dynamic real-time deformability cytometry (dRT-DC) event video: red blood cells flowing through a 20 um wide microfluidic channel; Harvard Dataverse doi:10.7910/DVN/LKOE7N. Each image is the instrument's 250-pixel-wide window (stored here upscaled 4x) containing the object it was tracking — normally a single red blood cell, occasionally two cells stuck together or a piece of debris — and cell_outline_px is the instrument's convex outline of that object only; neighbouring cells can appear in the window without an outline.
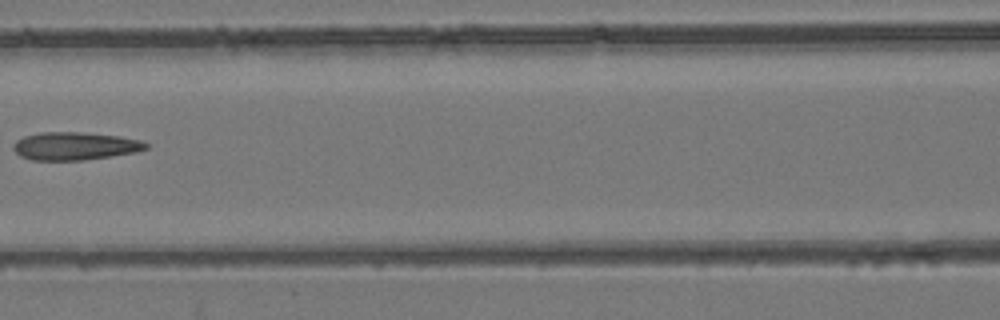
{"species": "common noctule bat (a hibernating species)", "species_latin": "Nyctalus noctula", "temperature_condition": "room temperature", "stored_images_in_passage": 6, "camera_frame_rate_fps": 3000, "um_per_image_px": 0.085, "animal": {"sex": "female", "body_mass_g": 24.6, "forearm_length_mm": 56.2}, "frame": {"image": 1, "passage_image": 6, "time_ms": 1.667, "image_size_px": [1000, 320], "cell_outline_px": [[148, 148], [136, 152], [112, 156], [84, 160], [32, 160], [20, 156], [12, 148], [16, 140], [24, 136], [40, 132], [80, 132], [120, 136], [140, 140], [148, 144]], "centroid_in_image_um": [6.36, 12.41], "position_along_channel_um": 160.2, "area_um2": 21.62}}